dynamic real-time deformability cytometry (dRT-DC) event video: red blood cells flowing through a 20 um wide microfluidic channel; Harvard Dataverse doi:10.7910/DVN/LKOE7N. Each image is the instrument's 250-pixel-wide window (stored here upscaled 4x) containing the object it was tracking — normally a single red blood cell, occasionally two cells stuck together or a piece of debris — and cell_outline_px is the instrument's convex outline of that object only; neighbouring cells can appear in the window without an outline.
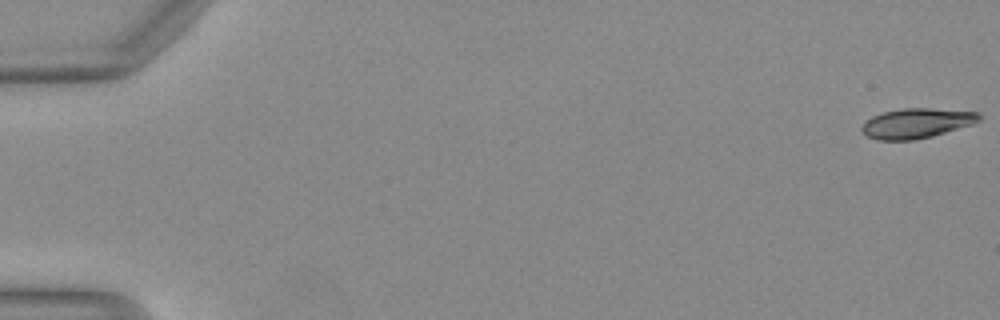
{"species": "Egyptian fruit bat (a non-hibernating species)", "species_latin": "Rousettus aegyptiacus", "temperature_condition": "warm", "stored_images_in_passage": 51, "camera_frame_rate_fps": 3000, "um_per_image_px": 0.085, "animal": {"sex": "female"}, "frame": {"image": 1, "passage_image": 1, "time_ms": 0.0, "image_size_px": [1000, 320], "cell_outline_px": [[980, 120], [972, 124], [932, 136], [912, 140], [876, 140], [868, 136], [860, 128], [872, 116], [884, 112], [900, 108], [928, 108], [980, 112]], "centroid_in_image_um": [77.91, 10.47], "position_along_channel_um": 7.1, "area_um2": 20.23}}
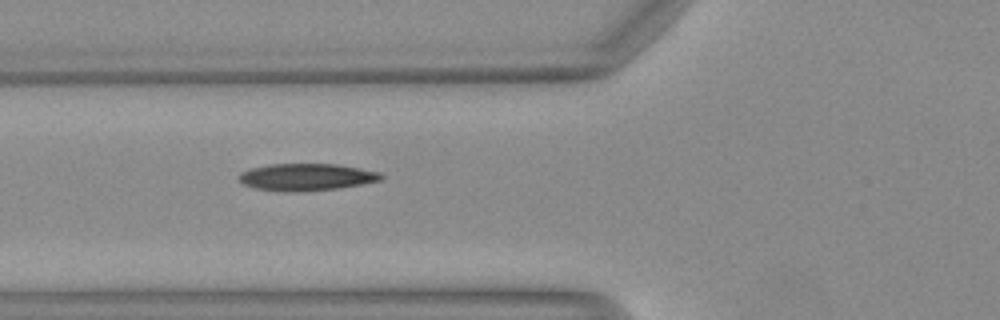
{"frame": {"image": 2, "passage_image": 20, "time_ms": 6.333, "image_size_px": [1000, 320], "cell_outline_px": [[384, 176], [380, 180], [340, 188], [296, 192], [288, 192], [256, 188], [240, 184], [236, 176], [240, 172], [248, 168], [268, 164], [340, 164], [380, 172]], "centroid_in_image_um": [25.98, 15.04], "position_along_channel_um": 99.8, "area_um2": 22.72}}
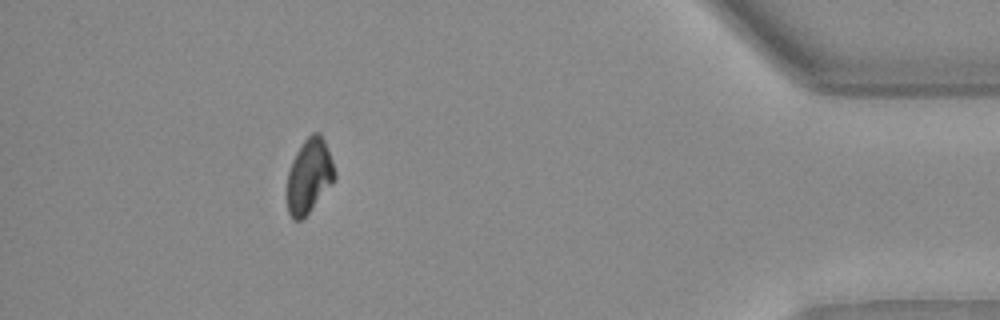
{"frame": {"image": 3, "passage_image": 46, "time_ms": 15.0, "image_size_px": [1000, 320], "cell_outline_px": [[336, 176], [332, 184], [308, 212], [300, 220], [292, 220], [288, 212], [288, 172], [292, 160], [296, 152], [304, 140], [312, 132], [320, 132], [328, 148], [336, 172]], "centroid_in_image_um": [26.29, 14.92], "position_along_channel_um": 408.9, "area_um2": 20.4}, "authors_computed_cell_mechanics": {"area_um2": 21.6172, "velocity_mm_per_s": 4.1371, "shape_relaxation_time_tau1_ms": 5.2007, "shape_relaxation_time_tau2_ms": 5.6105, "deformation_change_tau1": 0.1839, "deformation_change_tau2": 0.1218}}